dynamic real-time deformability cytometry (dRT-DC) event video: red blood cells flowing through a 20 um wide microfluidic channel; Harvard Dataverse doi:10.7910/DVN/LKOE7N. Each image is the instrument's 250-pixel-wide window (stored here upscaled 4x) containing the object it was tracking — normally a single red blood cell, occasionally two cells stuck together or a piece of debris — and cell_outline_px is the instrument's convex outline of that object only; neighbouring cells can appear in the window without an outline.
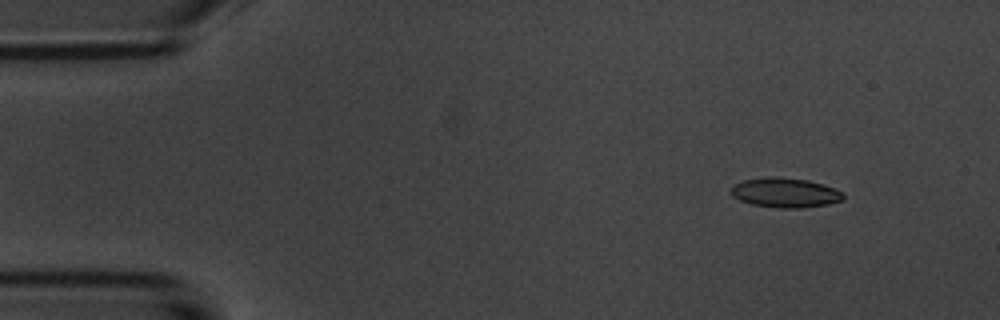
{"species": "common noctule bat (a hibernating species)", "species_latin": "Nyctalus noctula", "temperature_condition": "room temperature", "stored_images_in_passage": 5, "camera_frame_rate_fps": 3000, "um_per_image_px": 0.085, "animal": {"sex": "male", "body_mass_g": 20.1, "forearm_length_mm": 53.5}, "frame": {"image": 1, "passage_image": 2, "time_ms": 1.0, "image_size_px": [1000, 320], "cell_outline_px": [[844, 200], [828, 204], [800, 208], [780, 208], [752, 204], [740, 200], [732, 196], [732, 184], [744, 180], [768, 176], [776, 176], [808, 180], [824, 184], [844, 192]], "centroid_in_image_um": [66.76, 16.37], "position_along_channel_um": 18.2, "area_um2": 19.54}}